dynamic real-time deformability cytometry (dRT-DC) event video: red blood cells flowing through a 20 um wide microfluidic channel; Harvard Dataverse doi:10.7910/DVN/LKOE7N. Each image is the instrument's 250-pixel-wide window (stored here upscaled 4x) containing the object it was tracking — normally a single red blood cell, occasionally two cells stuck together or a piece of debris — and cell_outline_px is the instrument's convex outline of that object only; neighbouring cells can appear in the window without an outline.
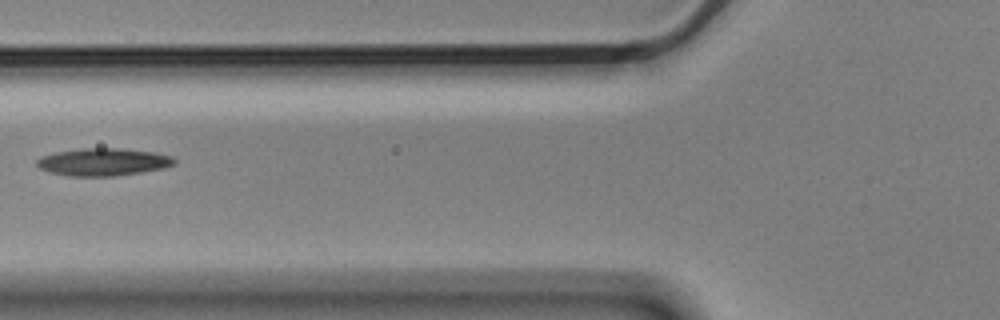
{"species": "Egyptian fruit bat (a non-hibernating species)", "species_latin": "Rousettus aegyptiacus", "temperature_condition": "cold", "stored_images_in_passage": 2, "camera_frame_rate_fps": 3000, "um_per_image_px": 0.085, "animal": {"sex": "male"}, "frame": {"image": 1, "passage_image": 2, "time_ms": 0.333, "image_size_px": [1000, 320], "cell_outline_px": [[176, 164], [164, 168], [140, 172], [112, 176], [68, 176], [48, 172], [40, 168], [36, 164], [36, 160], [40, 156], [56, 152], [84, 148], [120, 148], [156, 152], [172, 156], [176, 160]], "centroid_in_image_um": [8.77, 13.76], "position_along_channel_um": 117.0, "area_um2": 22.2}}